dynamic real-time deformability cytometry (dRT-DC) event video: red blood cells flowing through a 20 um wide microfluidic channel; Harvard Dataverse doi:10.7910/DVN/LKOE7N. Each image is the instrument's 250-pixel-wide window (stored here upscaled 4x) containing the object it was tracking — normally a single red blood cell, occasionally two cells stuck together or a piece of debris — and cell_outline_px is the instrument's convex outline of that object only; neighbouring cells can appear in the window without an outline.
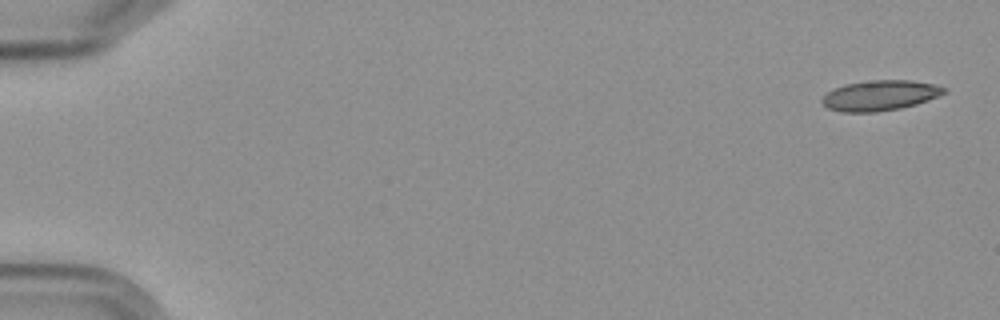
{"species": "Egyptian fruit bat (a non-hibernating species)", "species_latin": "Rousettus aegyptiacus", "temperature_condition": "cold", "stored_images_in_passage": 5, "camera_frame_rate_fps": 3000, "um_per_image_px": 0.085, "frame": {"image": 1, "passage_image": 1, "time_ms": 0.0, "image_size_px": [1000, 320], "cell_outline_px": [[948, 92], [928, 100], [916, 104], [900, 108], [876, 112], [840, 112], [828, 108], [820, 100], [828, 92], [844, 84], [872, 80], [912, 80], [932, 84], [948, 88]], "centroid_in_image_um": [74.82, 8.11], "position_along_channel_um": 10.2, "area_um2": 21.5}}
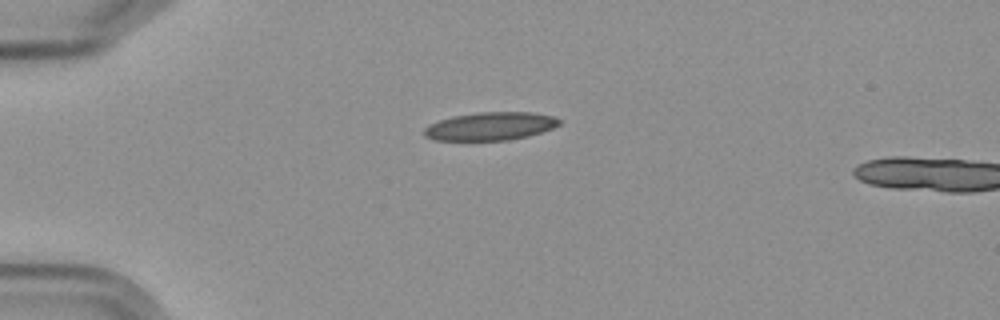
{"frame": {"image": 2, "passage_image": 4, "time_ms": 4.333, "image_size_px": [1000, 320], "cell_outline_px": [[564, 120], [560, 124], [552, 128], [528, 136], [508, 140], [436, 140], [424, 136], [424, 128], [428, 124], [452, 116], [476, 112], [532, 112], [556, 116]], "centroid_in_image_um": [41.71, 10.71], "position_along_channel_um": 43.3, "area_um2": 22.31}}